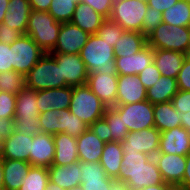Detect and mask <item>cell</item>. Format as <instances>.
Here are the masks:
<instances>
[{
    "mask_svg": "<svg viewBox=\"0 0 190 190\" xmlns=\"http://www.w3.org/2000/svg\"><path fill=\"white\" fill-rule=\"evenodd\" d=\"M37 92V107L40 113L49 109H69L73 87L66 86L62 88H53L40 90Z\"/></svg>",
    "mask_w": 190,
    "mask_h": 190,
    "instance_id": "7402d4cb",
    "label": "cell"
},
{
    "mask_svg": "<svg viewBox=\"0 0 190 190\" xmlns=\"http://www.w3.org/2000/svg\"><path fill=\"white\" fill-rule=\"evenodd\" d=\"M176 188L177 190H190V152L186 155V168L183 180Z\"/></svg>",
    "mask_w": 190,
    "mask_h": 190,
    "instance_id": "db71d44e",
    "label": "cell"
},
{
    "mask_svg": "<svg viewBox=\"0 0 190 190\" xmlns=\"http://www.w3.org/2000/svg\"><path fill=\"white\" fill-rule=\"evenodd\" d=\"M173 107L184 114L190 111V91L178 90L171 100Z\"/></svg>",
    "mask_w": 190,
    "mask_h": 190,
    "instance_id": "681fc988",
    "label": "cell"
},
{
    "mask_svg": "<svg viewBox=\"0 0 190 190\" xmlns=\"http://www.w3.org/2000/svg\"><path fill=\"white\" fill-rule=\"evenodd\" d=\"M21 35L22 33L18 29L14 27H8L4 23L0 24V43L10 45Z\"/></svg>",
    "mask_w": 190,
    "mask_h": 190,
    "instance_id": "f907efd6",
    "label": "cell"
},
{
    "mask_svg": "<svg viewBox=\"0 0 190 190\" xmlns=\"http://www.w3.org/2000/svg\"><path fill=\"white\" fill-rule=\"evenodd\" d=\"M70 190H83L81 186H78V187H75V188H72Z\"/></svg>",
    "mask_w": 190,
    "mask_h": 190,
    "instance_id": "e7e4bbea",
    "label": "cell"
},
{
    "mask_svg": "<svg viewBox=\"0 0 190 190\" xmlns=\"http://www.w3.org/2000/svg\"><path fill=\"white\" fill-rule=\"evenodd\" d=\"M61 24L48 11H31L25 34L49 53L55 47Z\"/></svg>",
    "mask_w": 190,
    "mask_h": 190,
    "instance_id": "3957f363",
    "label": "cell"
},
{
    "mask_svg": "<svg viewBox=\"0 0 190 190\" xmlns=\"http://www.w3.org/2000/svg\"><path fill=\"white\" fill-rule=\"evenodd\" d=\"M147 2L142 0H115L109 19L124 30L141 32Z\"/></svg>",
    "mask_w": 190,
    "mask_h": 190,
    "instance_id": "52a82bcc",
    "label": "cell"
},
{
    "mask_svg": "<svg viewBox=\"0 0 190 190\" xmlns=\"http://www.w3.org/2000/svg\"><path fill=\"white\" fill-rule=\"evenodd\" d=\"M115 181L124 184L129 190H139L143 187L164 183L153 157L137 171H120Z\"/></svg>",
    "mask_w": 190,
    "mask_h": 190,
    "instance_id": "8fae6325",
    "label": "cell"
},
{
    "mask_svg": "<svg viewBox=\"0 0 190 190\" xmlns=\"http://www.w3.org/2000/svg\"><path fill=\"white\" fill-rule=\"evenodd\" d=\"M106 108L87 84L73 87L69 110L88 126L103 118Z\"/></svg>",
    "mask_w": 190,
    "mask_h": 190,
    "instance_id": "8992f818",
    "label": "cell"
},
{
    "mask_svg": "<svg viewBox=\"0 0 190 190\" xmlns=\"http://www.w3.org/2000/svg\"><path fill=\"white\" fill-rule=\"evenodd\" d=\"M115 0H81L80 2L88 4L97 13L109 19L112 13L113 2Z\"/></svg>",
    "mask_w": 190,
    "mask_h": 190,
    "instance_id": "7dc6e473",
    "label": "cell"
},
{
    "mask_svg": "<svg viewBox=\"0 0 190 190\" xmlns=\"http://www.w3.org/2000/svg\"><path fill=\"white\" fill-rule=\"evenodd\" d=\"M49 181L59 187L70 190L81 185L82 171L79 161L70 165H52L48 168Z\"/></svg>",
    "mask_w": 190,
    "mask_h": 190,
    "instance_id": "cb8c5ba5",
    "label": "cell"
},
{
    "mask_svg": "<svg viewBox=\"0 0 190 190\" xmlns=\"http://www.w3.org/2000/svg\"><path fill=\"white\" fill-rule=\"evenodd\" d=\"M105 20L104 16L97 13L88 4L80 2L76 5L70 22L89 34H96Z\"/></svg>",
    "mask_w": 190,
    "mask_h": 190,
    "instance_id": "4316f807",
    "label": "cell"
},
{
    "mask_svg": "<svg viewBox=\"0 0 190 190\" xmlns=\"http://www.w3.org/2000/svg\"><path fill=\"white\" fill-rule=\"evenodd\" d=\"M181 127L189 131L190 133V111L181 114Z\"/></svg>",
    "mask_w": 190,
    "mask_h": 190,
    "instance_id": "680465c9",
    "label": "cell"
},
{
    "mask_svg": "<svg viewBox=\"0 0 190 190\" xmlns=\"http://www.w3.org/2000/svg\"><path fill=\"white\" fill-rule=\"evenodd\" d=\"M139 190H177V188L172 184L164 182L158 185L143 187L142 189Z\"/></svg>",
    "mask_w": 190,
    "mask_h": 190,
    "instance_id": "9f6ffc18",
    "label": "cell"
},
{
    "mask_svg": "<svg viewBox=\"0 0 190 190\" xmlns=\"http://www.w3.org/2000/svg\"><path fill=\"white\" fill-rule=\"evenodd\" d=\"M153 158L164 182L177 187L183 180L186 156L157 152Z\"/></svg>",
    "mask_w": 190,
    "mask_h": 190,
    "instance_id": "e0dca14e",
    "label": "cell"
},
{
    "mask_svg": "<svg viewBox=\"0 0 190 190\" xmlns=\"http://www.w3.org/2000/svg\"><path fill=\"white\" fill-rule=\"evenodd\" d=\"M87 85L99 97V99L107 106H116L117 100V73H88Z\"/></svg>",
    "mask_w": 190,
    "mask_h": 190,
    "instance_id": "9a60e30c",
    "label": "cell"
},
{
    "mask_svg": "<svg viewBox=\"0 0 190 190\" xmlns=\"http://www.w3.org/2000/svg\"><path fill=\"white\" fill-rule=\"evenodd\" d=\"M89 126L72 114L69 109L62 110L60 117V133H66L74 138L80 137Z\"/></svg>",
    "mask_w": 190,
    "mask_h": 190,
    "instance_id": "d590c367",
    "label": "cell"
},
{
    "mask_svg": "<svg viewBox=\"0 0 190 190\" xmlns=\"http://www.w3.org/2000/svg\"><path fill=\"white\" fill-rule=\"evenodd\" d=\"M178 1L179 0H148L147 5L163 13L166 9H168Z\"/></svg>",
    "mask_w": 190,
    "mask_h": 190,
    "instance_id": "f5cc1de1",
    "label": "cell"
},
{
    "mask_svg": "<svg viewBox=\"0 0 190 190\" xmlns=\"http://www.w3.org/2000/svg\"><path fill=\"white\" fill-rule=\"evenodd\" d=\"M178 90L176 78L161 75L158 81L146 90L147 100L153 105L170 102Z\"/></svg>",
    "mask_w": 190,
    "mask_h": 190,
    "instance_id": "f546056e",
    "label": "cell"
},
{
    "mask_svg": "<svg viewBox=\"0 0 190 190\" xmlns=\"http://www.w3.org/2000/svg\"><path fill=\"white\" fill-rule=\"evenodd\" d=\"M90 34L72 22L62 23L55 47L51 54H79Z\"/></svg>",
    "mask_w": 190,
    "mask_h": 190,
    "instance_id": "7c38bea8",
    "label": "cell"
},
{
    "mask_svg": "<svg viewBox=\"0 0 190 190\" xmlns=\"http://www.w3.org/2000/svg\"><path fill=\"white\" fill-rule=\"evenodd\" d=\"M40 111L37 107L36 90L25 86L16 95L15 116L10 127L19 134H40Z\"/></svg>",
    "mask_w": 190,
    "mask_h": 190,
    "instance_id": "6da1fadb",
    "label": "cell"
},
{
    "mask_svg": "<svg viewBox=\"0 0 190 190\" xmlns=\"http://www.w3.org/2000/svg\"><path fill=\"white\" fill-rule=\"evenodd\" d=\"M55 155L52 165H70L79 161L77 150V138L66 133L53 135Z\"/></svg>",
    "mask_w": 190,
    "mask_h": 190,
    "instance_id": "d4e9b609",
    "label": "cell"
},
{
    "mask_svg": "<svg viewBox=\"0 0 190 190\" xmlns=\"http://www.w3.org/2000/svg\"><path fill=\"white\" fill-rule=\"evenodd\" d=\"M55 155L53 135L40 133L33 135V142L29 155V163L32 166L49 168L52 166Z\"/></svg>",
    "mask_w": 190,
    "mask_h": 190,
    "instance_id": "44dd1931",
    "label": "cell"
},
{
    "mask_svg": "<svg viewBox=\"0 0 190 190\" xmlns=\"http://www.w3.org/2000/svg\"><path fill=\"white\" fill-rule=\"evenodd\" d=\"M153 49H164L190 55V27L167 25L162 22L147 37Z\"/></svg>",
    "mask_w": 190,
    "mask_h": 190,
    "instance_id": "5b68a950",
    "label": "cell"
},
{
    "mask_svg": "<svg viewBox=\"0 0 190 190\" xmlns=\"http://www.w3.org/2000/svg\"><path fill=\"white\" fill-rule=\"evenodd\" d=\"M79 55L88 73L95 71L102 74L117 73L114 48L97 34H90Z\"/></svg>",
    "mask_w": 190,
    "mask_h": 190,
    "instance_id": "7a4b0ae2",
    "label": "cell"
},
{
    "mask_svg": "<svg viewBox=\"0 0 190 190\" xmlns=\"http://www.w3.org/2000/svg\"><path fill=\"white\" fill-rule=\"evenodd\" d=\"M60 66L61 78L66 86L87 84L88 71L79 54H52Z\"/></svg>",
    "mask_w": 190,
    "mask_h": 190,
    "instance_id": "4fadbf2b",
    "label": "cell"
},
{
    "mask_svg": "<svg viewBox=\"0 0 190 190\" xmlns=\"http://www.w3.org/2000/svg\"><path fill=\"white\" fill-rule=\"evenodd\" d=\"M12 70L24 76L46 53L27 34H22L10 44Z\"/></svg>",
    "mask_w": 190,
    "mask_h": 190,
    "instance_id": "ba28073f",
    "label": "cell"
},
{
    "mask_svg": "<svg viewBox=\"0 0 190 190\" xmlns=\"http://www.w3.org/2000/svg\"><path fill=\"white\" fill-rule=\"evenodd\" d=\"M153 63V48L148 44L135 54L115 58L118 75H138L148 65Z\"/></svg>",
    "mask_w": 190,
    "mask_h": 190,
    "instance_id": "ffe728a7",
    "label": "cell"
},
{
    "mask_svg": "<svg viewBox=\"0 0 190 190\" xmlns=\"http://www.w3.org/2000/svg\"><path fill=\"white\" fill-rule=\"evenodd\" d=\"M48 182V168L31 165L27 177L23 180L19 190H45Z\"/></svg>",
    "mask_w": 190,
    "mask_h": 190,
    "instance_id": "e575fe53",
    "label": "cell"
},
{
    "mask_svg": "<svg viewBox=\"0 0 190 190\" xmlns=\"http://www.w3.org/2000/svg\"><path fill=\"white\" fill-rule=\"evenodd\" d=\"M3 178H4L3 159L0 158V190H5V189H4Z\"/></svg>",
    "mask_w": 190,
    "mask_h": 190,
    "instance_id": "91938a15",
    "label": "cell"
},
{
    "mask_svg": "<svg viewBox=\"0 0 190 190\" xmlns=\"http://www.w3.org/2000/svg\"><path fill=\"white\" fill-rule=\"evenodd\" d=\"M158 152L186 156L190 152L189 131L181 126L162 131Z\"/></svg>",
    "mask_w": 190,
    "mask_h": 190,
    "instance_id": "d6986e66",
    "label": "cell"
},
{
    "mask_svg": "<svg viewBox=\"0 0 190 190\" xmlns=\"http://www.w3.org/2000/svg\"><path fill=\"white\" fill-rule=\"evenodd\" d=\"M12 71L10 45L0 43V72Z\"/></svg>",
    "mask_w": 190,
    "mask_h": 190,
    "instance_id": "816d5d0a",
    "label": "cell"
},
{
    "mask_svg": "<svg viewBox=\"0 0 190 190\" xmlns=\"http://www.w3.org/2000/svg\"><path fill=\"white\" fill-rule=\"evenodd\" d=\"M105 142L99 139L92 129L88 128L77 138L79 161L99 162Z\"/></svg>",
    "mask_w": 190,
    "mask_h": 190,
    "instance_id": "484cf974",
    "label": "cell"
},
{
    "mask_svg": "<svg viewBox=\"0 0 190 190\" xmlns=\"http://www.w3.org/2000/svg\"><path fill=\"white\" fill-rule=\"evenodd\" d=\"M160 138L161 132L156 127L146 128L128 132L120 145L123 153L142 152L154 157L159 150Z\"/></svg>",
    "mask_w": 190,
    "mask_h": 190,
    "instance_id": "30bf717a",
    "label": "cell"
},
{
    "mask_svg": "<svg viewBox=\"0 0 190 190\" xmlns=\"http://www.w3.org/2000/svg\"><path fill=\"white\" fill-rule=\"evenodd\" d=\"M152 157L142 152L123 153L120 171H137Z\"/></svg>",
    "mask_w": 190,
    "mask_h": 190,
    "instance_id": "7bdbcfd3",
    "label": "cell"
},
{
    "mask_svg": "<svg viewBox=\"0 0 190 190\" xmlns=\"http://www.w3.org/2000/svg\"><path fill=\"white\" fill-rule=\"evenodd\" d=\"M186 56L182 52L153 49V63L165 77L177 78Z\"/></svg>",
    "mask_w": 190,
    "mask_h": 190,
    "instance_id": "603a6c76",
    "label": "cell"
},
{
    "mask_svg": "<svg viewBox=\"0 0 190 190\" xmlns=\"http://www.w3.org/2000/svg\"><path fill=\"white\" fill-rule=\"evenodd\" d=\"M82 171L81 187L83 190H112L117 182L108 177L99 162L79 161Z\"/></svg>",
    "mask_w": 190,
    "mask_h": 190,
    "instance_id": "2e32d148",
    "label": "cell"
},
{
    "mask_svg": "<svg viewBox=\"0 0 190 190\" xmlns=\"http://www.w3.org/2000/svg\"><path fill=\"white\" fill-rule=\"evenodd\" d=\"M30 167L31 164L28 161L3 159L4 189L19 190Z\"/></svg>",
    "mask_w": 190,
    "mask_h": 190,
    "instance_id": "83f0119b",
    "label": "cell"
},
{
    "mask_svg": "<svg viewBox=\"0 0 190 190\" xmlns=\"http://www.w3.org/2000/svg\"><path fill=\"white\" fill-rule=\"evenodd\" d=\"M153 115L155 127L160 132L181 126V113L173 107L171 101L154 104Z\"/></svg>",
    "mask_w": 190,
    "mask_h": 190,
    "instance_id": "4dcf8cb0",
    "label": "cell"
},
{
    "mask_svg": "<svg viewBox=\"0 0 190 190\" xmlns=\"http://www.w3.org/2000/svg\"><path fill=\"white\" fill-rule=\"evenodd\" d=\"M4 126L2 125V123L0 122V131H4Z\"/></svg>",
    "mask_w": 190,
    "mask_h": 190,
    "instance_id": "03108f58",
    "label": "cell"
},
{
    "mask_svg": "<svg viewBox=\"0 0 190 190\" xmlns=\"http://www.w3.org/2000/svg\"><path fill=\"white\" fill-rule=\"evenodd\" d=\"M167 25L190 27V0H179L162 13Z\"/></svg>",
    "mask_w": 190,
    "mask_h": 190,
    "instance_id": "836d02e7",
    "label": "cell"
},
{
    "mask_svg": "<svg viewBox=\"0 0 190 190\" xmlns=\"http://www.w3.org/2000/svg\"><path fill=\"white\" fill-rule=\"evenodd\" d=\"M31 11H48L52 0H28Z\"/></svg>",
    "mask_w": 190,
    "mask_h": 190,
    "instance_id": "11a10c76",
    "label": "cell"
},
{
    "mask_svg": "<svg viewBox=\"0 0 190 190\" xmlns=\"http://www.w3.org/2000/svg\"><path fill=\"white\" fill-rule=\"evenodd\" d=\"M89 128L105 143L112 142L110 127L104 118L94 121Z\"/></svg>",
    "mask_w": 190,
    "mask_h": 190,
    "instance_id": "bcb514c9",
    "label": "cell"
},
{
    "mask_svg": "<svg viewBox=\"0 0 190 190\" xmlns=\"http://www.w3.org/2000/svg\"><path fill=\"white\" fill-rule=\"evenodd\" d=\"M3 141H4V131H0V156L3 150Z\"/></svg>",
    "mask_w": 190,
    "mask_h": 190,
    "instance_id": "be15d7a7",
    "label": "cell"
},
{
    "mask_svg": "<svg viewBox=\"0 0 190 190\" xmlns=\"http://www.w3.org/2000/svg\"><path fill=\"white\" fill-rule=\"evenodd\" d=\"M10 0H0V24L4 22V16L8 11Z\"/></svg>",
    "mask_w": 190,
    "mask_h": 190,
    "instance_id": "6f0895ef",
    "label": "cell"
},
{
    "mask_svg": "<svg viewBox=\"0 0 190 190\" xmlns=\"http://www.w3.org/2000/svg\"><path fill=\"white\" fill-rule=\"evenodd\" d=\"M123 150L120 142L105 143L99 163L106 171L108 177L116 180L120 173Z\"/></svg>",
    "mask_w": 190,
    "mask_h": 190,
    "instance_id": "1f68e13d",
    "label": "cell"
},
{
    "mask_svg": "<svg viewBox=\"0 0 190 190\" xmlns=\"http://www.w3.org/2000/svg\"><path fill=\"white\" fill-rule=\"evenodd\" d=\"M178 89L190 91V55H187L176 78Z\"/></svg>",
    "mask_w": 190,
    "mask_h": 190,
    "instance_id": "c3c4849f",
    "label": "cell"
},
{
    "mask_svg": "<svg viewBox=\"0 0 190 190\" xmlns=\"http://www.w3.org/2000/svg\"><path fill=\"white\" fill-rule=\"evenodd\" d=\"M30 12L31 8L28 0H10L3 23L25 34Z\"/></svg>",
    "mask_w": 190,
    "mask_h": 190,
    "instance_id": "f1b7e54d",
    "label": "cell"
},
{
    "mask_svg": "<svg viewBox=\"0 0 190 190\" xmlns=\"http://www.w3.org/2000/svg\"><path fill=\"white\" fill-rule=\"evenodd\" d=\"M146 45L147 38L141 32L125 30L113 48L116 57H123L139 52Z\"/></svg>",
    "mask_w": 190,
    "mask_h": 190,
    "instance_id": "d6a6232c",
    "label": "cell"
},
{
    "mask_svg": "<svg viewBox=\"0 0 190 190\" xmlns=\"http://www.w3.org/2000/svg\"><path fill=\"white\" fill-rule=\"evenodd\" d=\"M62 110L49 109L40 113L38 125L41 133L55 135L60 133V117Z\"/></svg>",
    "mask_w": 190,
    "mask_h": 190,
    "instance_id": "ab89813d",
    "label": "cell"
},
{
    "mask_svg": "<svg viewBox=\"0 0 190 190\" xmlns=\"http://www.w3.org/2000/svg\"><path fill=\"white\" fill-rule=\"evenodd\" d=\"M25 87V76L14 70L0 72V91L17 95Z\"/></svg>",
    "mask_w": 190,
    "mask_h": 190,
    "instance_id": "f35d334b",
    "label": "cell"
},
{
    "mask_svg": "<svg viewBox=\"0 0 190 190\" xmlns=\"http://www.w3.org/2000/svg\"><path fill=\"white\" fill-rule=\"evenodd\" d=\"M147 100L146 88L137 75H118L116 105Z\"/></svg>",
    "mask_w": 190,
    "mask_h": 190,
    "instance_id": "ac0fdd59",
    "label": "cell"
},
{
    "mask_svg": "<svg viewBox=\"0 0 190 190\" xmlns=\"http://www.w3.org/2000/svg\"><path fill=\"white\" fill-rule=\"evenodd\" d=\"M124 31L125 30L121 25L116 24L110 19H106L96 34L101 39L106 40L112 47H114L116 41L120 39Z\"/></svg>",
    "mask_w": 190,
    "mask_h": 190,
    "instance_id": "b9f144b4",
    "label": "cell"
},
{
    "mask_svg": "<svg viewBox=\"0 0 190 190\" xmlns=\"http://www.w3.org/2000/svg\"><path fill=\"white\" fill-rule=\"evenodd\" d=\"M137 76L139 77L140 81L147 90L158 81L159 77L161 76V73L155 66V64L151 63L144 70L140 71V73Z\"/></svg>",
    "mask_w": 190,
    "mask_h": 190,
    "instance_id": "f6af8a7d",
    "label": "cell"
},
{
    "mask_svg": "<svg viewBox=\"0 0 190 190\" xmlns=\"http://www.w3.org/2000/svg\"><path fill=\"white\" fill-rule=\"evenodd\" d=\"M113 108L121 115V119L127 125L129 132L155 127L153 104L148 100L126 105H116Z\"/></svg>",
    "mask_w": 190,
    "mask_h": 190,
    "instance_id": "9c48e42d",
    "label": "cell"
},
{
    "mask_svg": "<svg viewBox=\"0 0 190 190\" xmlns=\"http://www.w3.org/2000/svg\"><path fill=\"white\" fill-rule=\"evenodd\" d=\"M25 86L36 91L66 87L60 66L51 53H45L25 75Z\"/></svg>",
    "mask_w": 190,
    "mask_h": 190,
    "instance_id": "277c9868",
    "label": "cell"
},
{
    "mask_svg": "<svg viewBox=\"0 0 190 190\" xmlns=\"http://www.w3.org/2000/svg\"><path fill=\"white\" fill-rule=\"evenodd\" d=\"M144 15L141 33L147 38L163 22V17L161 11L150 6L147 7Z\"/></svg>",
    "mask_w": 190,
    "mask_h": 190,
    "instance_id": "ee69618b",
    "label": "cell"
},
{
    "mask_svg": "<svg viewBox=\"0 0 190 190\" xmlns=\"http://www.w3.org/2000/svg\"><path fill=\"white\" fill-rule=\"evenodd\" d=\"M103 118L110 127L112 141L122 142L127 137L129 131L127 125L123 123L121 115L113 107H107Z\"/></svg>",
    "mask_w": 190,
    "mask_h": 190,
    "instance_id": "74e56055",
    "label": "cell"
},
{
    "mask_svg": "<svg viewBox=\"0 0 190 190\" xmlns=\"http://www.w3.org/2000/svg\"><path fill=\"white\" fill-rule=\"evenodd\" d=\"M33 135L19 134L10 126L4 128L3 150L0 158L29 162Z\"/></svg>",
    "mask_w": 190,
    "mask_h": 190,
    "instance_id": "5bb4252c",
    "label": "cell"
},
{
    "mask_svg": "<svg viewBox=\"0 0 190 190\" xmlns=\"http://www.w3.org/2000/svg\"><path fill=\"white\" fill-rule=\"evenodd\" d=\"M16 95L0 91V122L9 127L15 116Z\"/></svg>",
    "mask_w": 190,
    "mask_h": 190,
    "instance_id": "60d3db41",
    "label": "cell"
},
{
    "mask_svg": "<svg viewBox=\"0 0 190 190\" xmlns=\"http://www.w3.org/2000/svg\"><path fill=\"white\" fill-rule=\"evenodd\" d=\"M112 190H129L124 184L117 183Z\"/></svg>",
    "mask_w": 190,
    "mask_h": 190,
    "instance_id": "6125c7cd",
    "label": "cell"
},
{
    "mask_svg": "<svg viewBox=\"0 0 190 190\" xmlns=\"http://www.w3.org/2000/svg\"><path fill=\"white\" fill-rule=\"evenodd\" d=\"M45 190H65L61 187H59L58 185L52 183L51 181H49L47 183L46 189Z\"/></svg>",
    "mask_w": 190,
    "mask_h": 190,
    "instance_id": "94428289",
    "label": "cell"
},
{
    "mask_svg": "<svg viewBox=\"0 0 190 190\" xmlns=\"http://www.w3.org/2000/svg\"><path fill=\"white\" fill-rule=\"evenodd\" d=\"M81 0H52L48 12L61 23L70 22Z\"/></svg>",
    "mask_w": 190,
    "mask_h": 190,
    "instance_id": "8d00e7d4",
    "label": "cell"
}]
</instances>
